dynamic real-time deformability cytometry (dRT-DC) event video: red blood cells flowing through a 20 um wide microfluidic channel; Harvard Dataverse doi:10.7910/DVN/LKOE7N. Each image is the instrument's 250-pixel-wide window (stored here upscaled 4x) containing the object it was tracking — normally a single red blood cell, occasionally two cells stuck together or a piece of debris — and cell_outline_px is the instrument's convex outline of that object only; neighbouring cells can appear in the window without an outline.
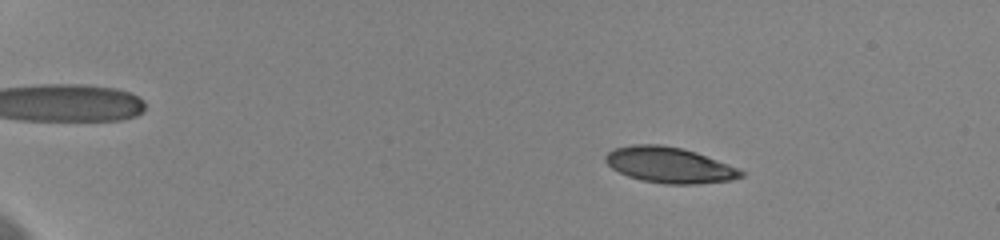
{"species": "human", "species_latin": "Homo sapiens", "temperature_condition": "cold", "stored_images_in_passage": 21, "camera_frame_rate_fps": 3000, "um_per_image_px": 0.085, "donor": {"sex": "female"}, "frame": {"image": 1, "passage_image": 11, "time_ms": 3.333, "image_size_px": [1000, 240], "cell_outline_px": [[744, 176], [732, 180], [696, 184], [664, 184], [644, 180], [628, 176], [612, 168], [604, 160], [604, 156], [612, 148], [632, 144], [660, 144], [680, 148], [696, 152], [740, 168], [744, 172]], "centroid_in_image_um": [56.91, 14.02], "position_along_channel_um": 28.1, "area_um2": 28.32}}